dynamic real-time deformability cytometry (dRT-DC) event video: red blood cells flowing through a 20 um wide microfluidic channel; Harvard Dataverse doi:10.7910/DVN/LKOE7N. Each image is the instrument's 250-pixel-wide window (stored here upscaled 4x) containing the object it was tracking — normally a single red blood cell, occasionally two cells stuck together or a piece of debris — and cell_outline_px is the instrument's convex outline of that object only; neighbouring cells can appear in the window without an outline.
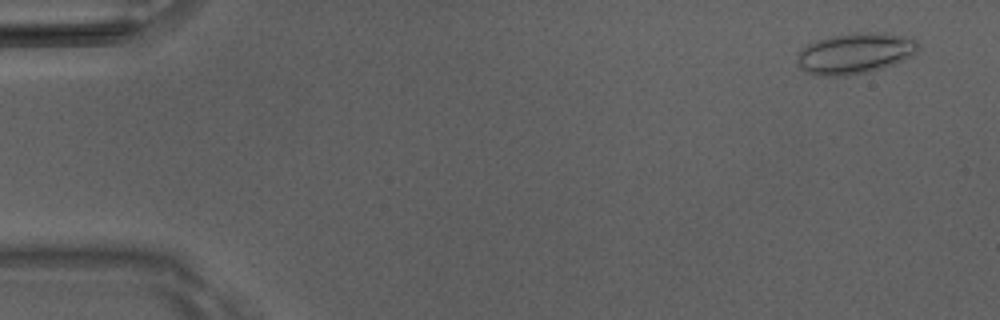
{"species": "Egyptian fruit bat (a non-hibernating species)", "species_latin": "Rousettus aegyptiacus", "temperature_condition": "room temperature", "stored_images_in_passage": 50, "camera_frame_rate_fps": 3000, "um_per_image_px": 0.085, "animal": {"sex": "male"}, "frame": {"image": 1, "passage_image": 3, "time_ms": 0.667, "image_size_px": [1000, 320], "cell_outline_px": [[920, 48], [916, 52], [884, 68], [868, 72], [848, 76], [816, 76], [804, 72], [796, 64], [796, 60], [800, 52], [808, 44], [816, 40], [832, 36], [852, 32], [880, 32], [912, 36], [920, 44]], "centroid_in_image_um": [72.68, 4.53], "position_along_channel_um": 12.3, "area_um2": 29.25}}
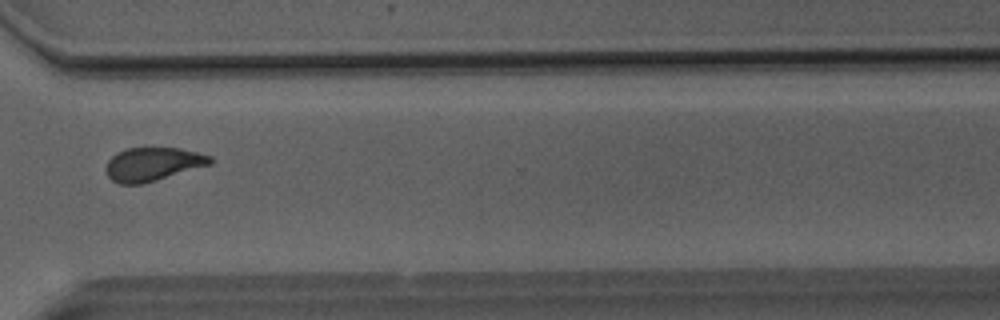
{"frame": {"image": 2, "passage_image": 38, "time_ms": 12.333, "image_size_px": [1000, 320], "cell_outline_px": [[212, 164], [156, 180], [140, 184], [120, 184], [112, 180], [108, 176], [104, 168], [108, 160], [116, 152], [124, 148], [180, 148], [212, 156]], "centroid_in_image_um": [12.96, 13.95], "position_along_channel_um": 357.6, "area_um2": 20.4}}
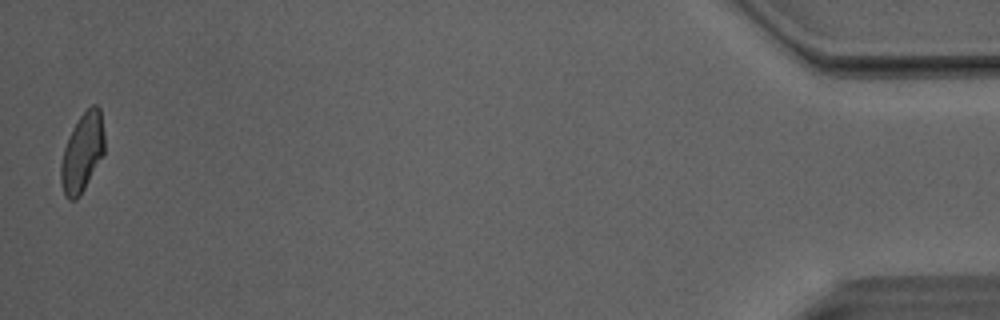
{"frame": {"image": 3, "passage_image": 50, "time_ms": 16.333, "image_size_px": [1000, 320], "cell_outline_px": [[104, 152], [80, 196], [76, 200], [68, 200], [64, 196], [60, 180], [60, 164], [64, 148], [80, 116], [92, 104], [96, 104], [100, 108], [104, 136]], "centroid_in_image_um": [6.98, 13.0], "position_along_channel_um": 428.2, "area_um2": 19.71}, "authors_computed_cell_mechanics": {"area_um2": 21.097, "velocity_mm_per_s": 4.0948, "shape_relaxation_time_tau1_ms": 5.0366, "shape_relaxation_time_tau2_ms": 1.4497, "deformation_change_tau1": 0.1261, "deformation_change_tau2": 0.072}}